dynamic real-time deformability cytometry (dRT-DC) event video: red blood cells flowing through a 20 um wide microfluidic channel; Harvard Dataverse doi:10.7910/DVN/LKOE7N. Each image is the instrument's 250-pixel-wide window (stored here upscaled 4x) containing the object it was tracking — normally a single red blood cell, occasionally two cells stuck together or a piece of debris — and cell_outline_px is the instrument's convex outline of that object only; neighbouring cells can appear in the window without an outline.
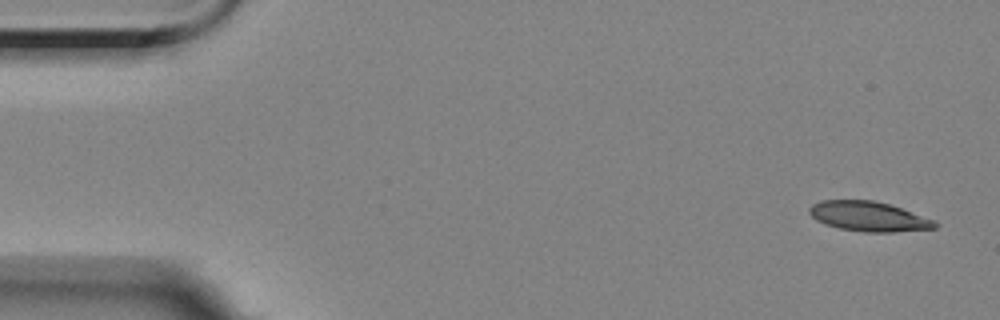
{"species": "Egyptian fruit bat (a non-hibernating species)", "species_latin": "Rousettus aegyptiacus", "temperature_condition": "room temperature", "stored_images_in_passage": 6, "camera_frame_rate_fps": 3000, "um_per_image_px": 0.085, "animal": {"sex": "female"}, "frame": {"image": 1, "passage_image": 1, "time_ms": 0.0, "image_size_px": [1000, 320], "cell_outline_px": [[940, 224], [936, 228], [896, 232], [864, 232], [840, 228], [824, 224], [816, 220], [808, 212], [808, 208], [812, 204], [820, 200], [872, 200], [888, 204], [900, 208], [932, 220]], "centroid_in_image_um": [73.79, 18.4], "position_along_channel_um": 11.2, "area_um2": 21.68}}
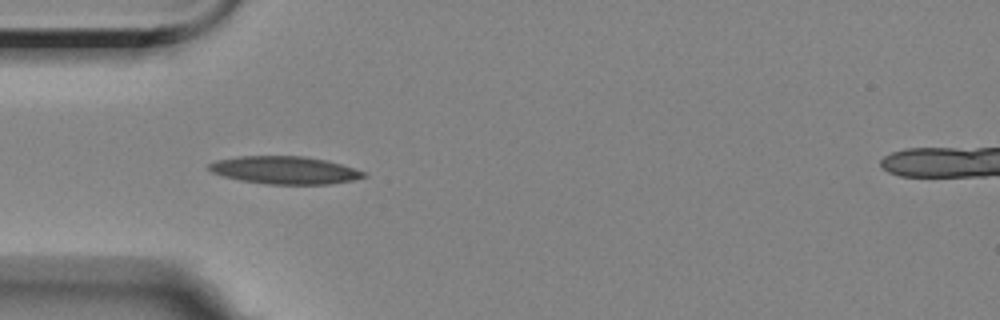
{"frame": {"image": 2, "passage_image": 5, "time_ms": 4.667, "image_size_px": [1000, 320], "cell_outline_px": [[368, 176], [352, 180], [328, 184], [268, 184], [240, 180], [224, 176], [212, 172], [208, 168], [208, 164], [216, 160], [236, 156], [304, 156], [328, 160], [368, 172]], "centroid_in_image_um": [24.23, 14.45], "position_along_channel_um": 60.8, "area_um2": 25.09}}
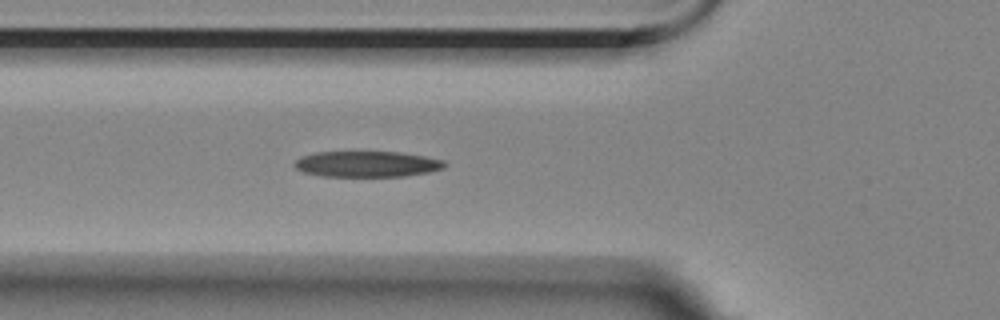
{"frame": {"image": 3, "passage_image": 6, "time_ms": 5.667, "image_size_px": [1000, 320], "cell_outline_px": [[448, 164], [444, 168], [428, 172], [404, 176], [324, 176], [304, 172], [296, 168], [292, 164], [300, 156], [316, 152], [400, 152], [424, 156], [444, 160]], "centroid_in_image_um": [31.2, 13.94], "position_along_channel_um": 94.6, "area_um2": 22.6}}